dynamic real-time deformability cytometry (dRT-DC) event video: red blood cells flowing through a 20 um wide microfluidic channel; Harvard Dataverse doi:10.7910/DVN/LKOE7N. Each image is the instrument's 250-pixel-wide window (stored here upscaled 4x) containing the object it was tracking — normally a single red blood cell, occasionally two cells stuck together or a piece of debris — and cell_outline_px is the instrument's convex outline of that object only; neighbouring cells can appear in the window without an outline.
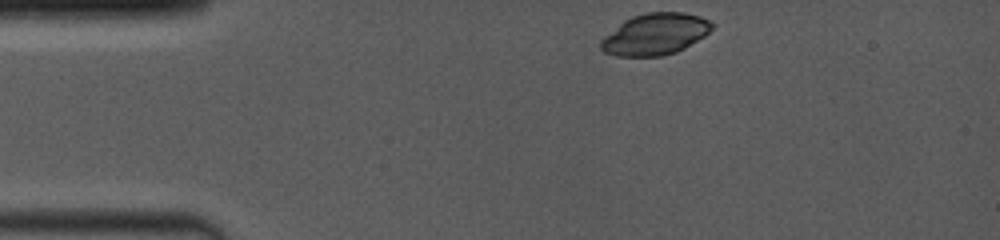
{"species": "common noctule bat (a hibernating species)", "species_latin": "Nyctalus noctula", "temperature_condition": "room temperature", "stored_images_in_passage": 4, "camera_frame_rate_fps": 4000, "um_per_image_px": 0.085, "animal": {"sex": "female", "body_mass_g": 19.0, "forearm_length_mm": 53.3}, "frame": {"image": 1, "passage_image": 1, "time_ms": 0.0, "image_size_px": [1000, 240], "cell_outline_px": [[716, 24], [704, 36], [684, 48], [676, 52], [660, 56], [616, 56], [604, 52], [600, 48], [600, 40], [604, 36], [624, 20], [632, 16], [648, 12], [684, 12], [700, 16], [712, 20]], "centroid_in_image_um": [55.7, 2.89], "position_along_channel_um": 29.3, "area_um2": 26.99}}